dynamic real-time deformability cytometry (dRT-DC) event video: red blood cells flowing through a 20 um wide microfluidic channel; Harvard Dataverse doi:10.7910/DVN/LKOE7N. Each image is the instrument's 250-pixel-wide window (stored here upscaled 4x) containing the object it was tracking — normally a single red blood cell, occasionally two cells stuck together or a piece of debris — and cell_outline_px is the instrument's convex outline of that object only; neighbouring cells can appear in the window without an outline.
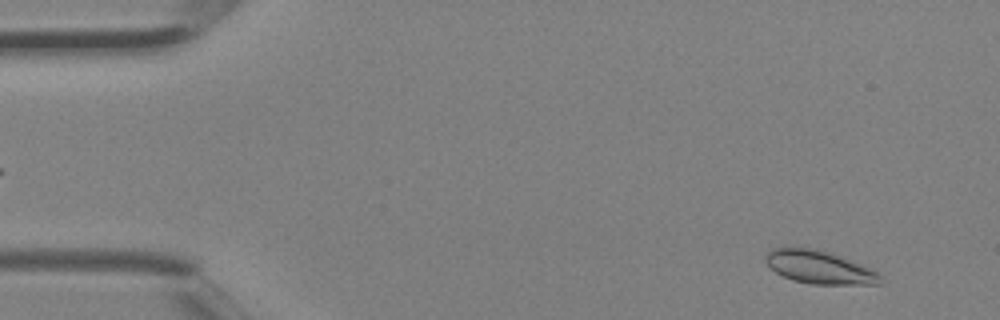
{"species": "Egyptian fruit bat (a non-hibernating species)", "species_latin": "Rousettus aegyptiacus", "temperature_condition": "room temperature", "stored_images_in_passage": 3, "camera_frame_rate_fps": 3000, "um_per_image_px": 0.085, "animal": {"sex": "female"}, "frame": {"image": 1, "passage_image": 1, "time_ms": 0.0, "image_size_px": [1000, 320], "cell_outline_px": [[884, 284], [812, 284], [792, 280], [776, 272], [764, 260], [764, 256], [768, 248], [788, 244], [804, 244], [828, 252], [872, 268], [880, 272], [884, 280]], "centroid_in_image_um": [69.59, 22.65], "position_along_channel_um": 15.4, "area_um2": 23.18}}
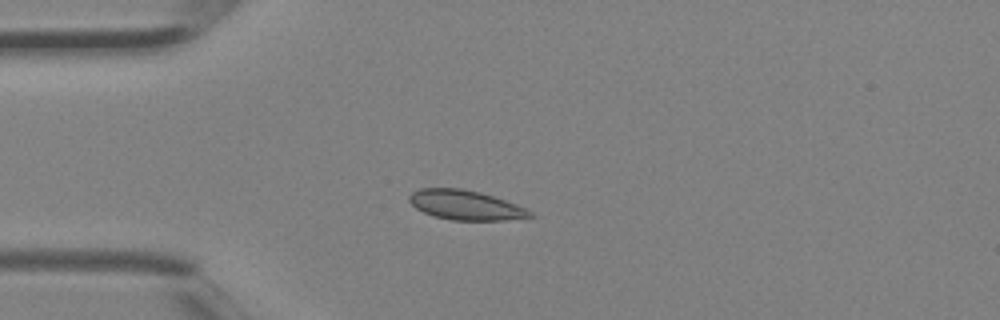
{"frame": {"image": 2, "passage_image": 3, "time_ms": 0.667, "image_size_px": [1000, 320], "cell_outline_px": [[536, 216], [504, 220], [452, 220], [432, 216], [416, 208], [408, 200], [408, 196], [412, 192], [420, 188], [460, 188], [480, 192], [516, 204], [532, 212]], "centroid_in_image_um": [39.54, 17.43], "position_along_channel_um": 45.5, "area_um2": 20.75}}